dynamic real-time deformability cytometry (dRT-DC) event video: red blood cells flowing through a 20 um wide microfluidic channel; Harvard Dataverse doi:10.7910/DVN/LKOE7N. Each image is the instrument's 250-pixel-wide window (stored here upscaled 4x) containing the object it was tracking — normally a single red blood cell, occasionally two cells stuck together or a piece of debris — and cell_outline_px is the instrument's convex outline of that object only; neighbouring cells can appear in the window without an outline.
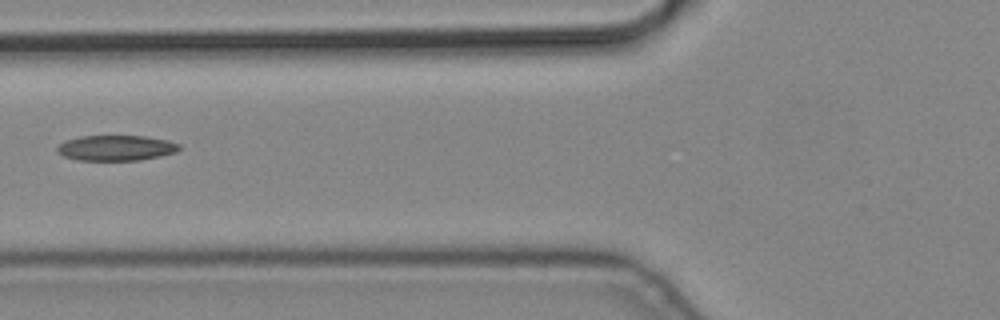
{"species": "common noctule bat (a hibernating species)", "species_latin": "Nyctalus noctula", "temperature_condition": "cold", "stored_images_in_passage": 3, "camera_frame_rate_fps": 3000, "um_per_image_px": 0.085, "animal": {"sex": "male", "body_mass_g": 19.2, "forearm_length_mm": 51.8}, "frame": {"image": 1, "passage_image": 3, "time_ms": 0.667, "image_size_px": [1000, 320], "cell_outline_px": [[180, 148], [176, 152], [160, 156], [140, 160], [76, 160], [64, 156], [56, 152], [56, 148], [64, 140], [80, 136], [144, 136], [168, 140], [180, 144]], "centroid_in_image_um": [9.84, 12.57], "position_along_channel_um": 116.0, "area_um2": 18.15}}